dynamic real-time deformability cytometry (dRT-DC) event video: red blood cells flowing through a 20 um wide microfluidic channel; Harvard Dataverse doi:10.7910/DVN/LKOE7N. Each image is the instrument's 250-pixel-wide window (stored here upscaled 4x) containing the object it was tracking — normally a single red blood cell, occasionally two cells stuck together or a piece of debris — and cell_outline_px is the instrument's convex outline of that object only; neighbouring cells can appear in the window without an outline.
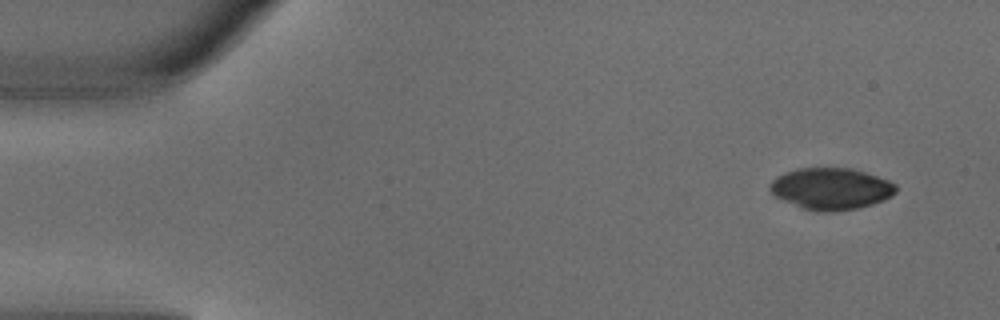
{"species": "common noctule bat (a hibernating species)", "species_latin": "Nyctalus noctula", "temperature_condition": "warm", "stored_images_in_passage": 5, "camera_frame_rate_fps": 3000, "um_per_image_px": 0.085, "animal": {"sex": "male", "body_mass_g": 18.8}, "frame": {"image": 1, "passage_image": 1, "time_ms": 0.0, "image_size_px": [1000, 320], "cell_outline_px": [[896, 192], [892, 196], [884, 200], [872, 204], [856, 208], [832, 212], [816, 212], [804, 208], [772, 196], [768, 188], [768, 184], [776, 176], [784, 172], [796, 168], [852, 168], [888, 180], [896, 184]], "centroid_in_image_um": [70.59, 16.04], "position_along_channel_um": 14.4, "area_um2": 30.81}}
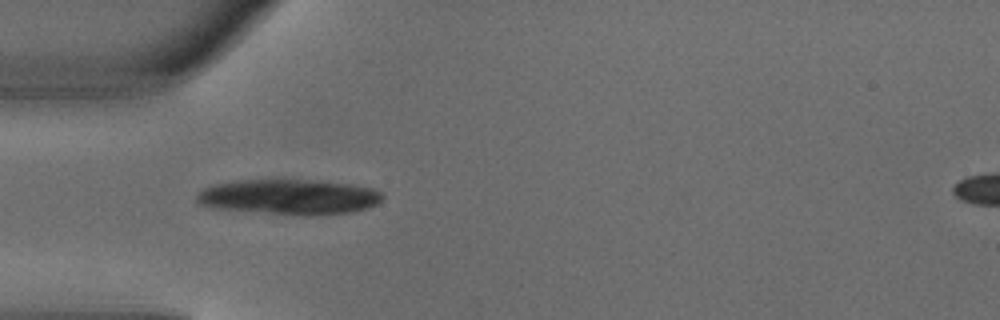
{"frame": {"image": 2, "passage_image": 4, "time_ms": 1.0, "image_size_px": [1000, 320], "cell_outline_px": [[384, 196], [376, 204], [368, 208], [352, 212], [304, 216], [220, 208], [200, 204], [196, 200], [196, 196], [204, 188], [216, 184], [236, 180], [308, 180], [352, 184], [372, 188], [380, 192]], "centroid_in_image_um": [24.62, 16.73], "position_along_channel_um": 60.4, "area_um2": 37.74}}